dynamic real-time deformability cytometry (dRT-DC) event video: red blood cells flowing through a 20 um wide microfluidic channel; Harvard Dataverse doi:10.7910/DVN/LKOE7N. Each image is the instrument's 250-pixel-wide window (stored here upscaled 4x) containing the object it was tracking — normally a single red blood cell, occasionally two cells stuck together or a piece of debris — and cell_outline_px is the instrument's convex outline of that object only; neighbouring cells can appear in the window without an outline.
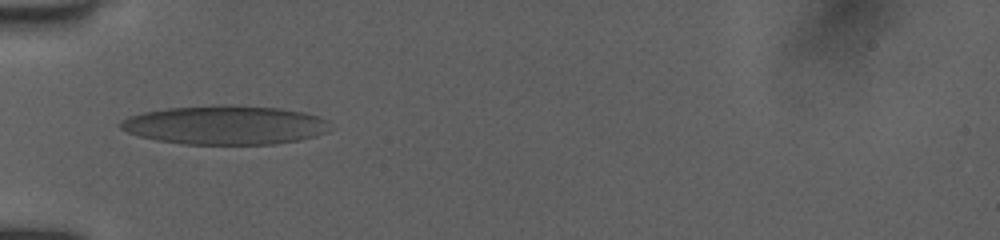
{"species": "human", "species_latin": "Homo sapiens", "temperature_condition": "room temperature", "stored_images_in_passage": 36, "camera_frame_rate_fps": 3000, "um_per_image_px": 0.085, "donor": {"sex": "female"}, "frame": {"image": 1, "passage_image": 1, "time_ms": 0.0, "image_size_px": [1000, 240], "cell_outline_px": [[328, 120], [320, 132], [312, 136], [296, 140], [272, 144], [184, 144], [156, 140], [140, 136], [128, 132], [120, 128], [120, 124], [128, 116], [144, 112], [168, 108], [280, 108], [300, 112], [316, 116]], "centroid_in_image_um": [19.03, 10.67], "position_along_channel_um": 66.0, "area_um2": 45.08}}
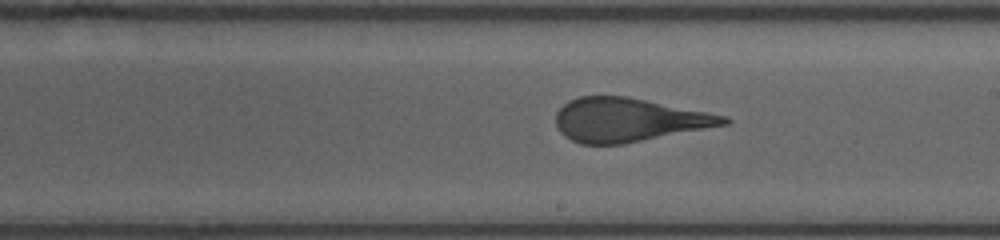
{"frame": {"image": 2, "passage_image": 21, "time_ms": 4.333, "image_size_px": [1000, 240], "cell_outline_px": [[732, 120], [728, 124], [620, 144], [580, 144], [564, 136], [560, 132], [556, 124], [556, 112], [568, 100], [580, 96], [628, 96], [724, 116]], "centroid_in_image_um": [53.36, 10.18], "position_along_channel_um": 235.6, "area_um2": 42.14}}
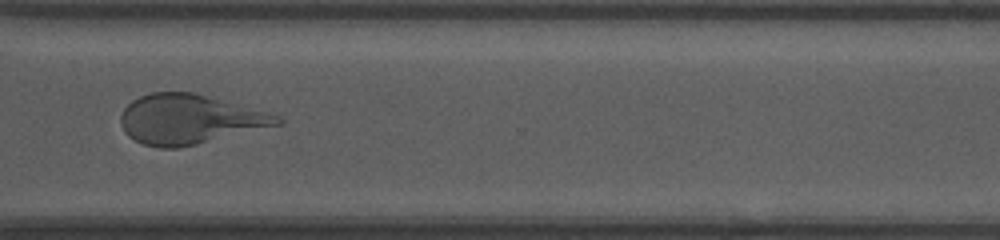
{"frame": {"image": 3, "passage_image": 35, "time_ms": 7.333, "image_size_px": [1000, 240], "cell_outline_px": [[284, 124], [180, 148], [156, 148], [144, 144], [128, 136], [120, 124], [120, 116], [124, 108], [132, 100], [140, 96], [152, 92], [192, 92], [280, 116], [284, 120]], "centroid_in_image_um": [16.09, 10.16], "position_along_channel_um": 354.5, "area_um2": 45.03}}